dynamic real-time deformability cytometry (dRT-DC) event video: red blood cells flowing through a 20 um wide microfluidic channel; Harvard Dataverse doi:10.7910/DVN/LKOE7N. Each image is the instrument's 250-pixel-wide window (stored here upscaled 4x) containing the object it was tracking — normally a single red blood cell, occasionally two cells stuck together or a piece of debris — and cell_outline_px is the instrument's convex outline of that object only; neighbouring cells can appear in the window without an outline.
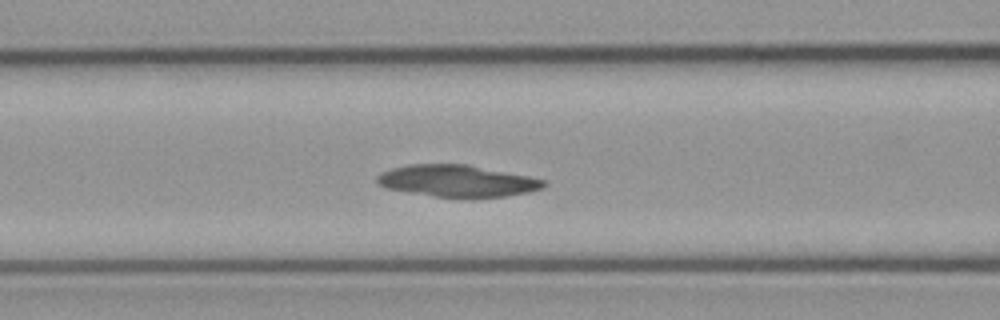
{"species": "common noctule bat (a hibernating species)", "species_latin": "Nyctalus noctula", "temperature_condition": "cold", "stored_images_in_passage": 50, "segment_of_instrument_passage": [1, 2], "camera_frame_rate_fps": 3000, "um_per_image_px": 0.085, "animal": {"sex": "male", "body_mass_g": 23.1, "forearm_length_mm": 52.7}, "frame": {"image": 1, "passage_image": 16, "time_ms": 5.0, "image_size_px": [1000, 320], "cell_outline_px": [[548, 184], [544, 188], [528, 192], [504, 196], [436, 196], [384, 188], [376, 184], [376, 176], [380, 172], [392, 168], [408, 164], [468, 164], [528, 176], [544, 180]], "centroid_in_image_um": [38.82, 15.35], "position_along_channel_um": 127.8, "area_um2": 30.58}}
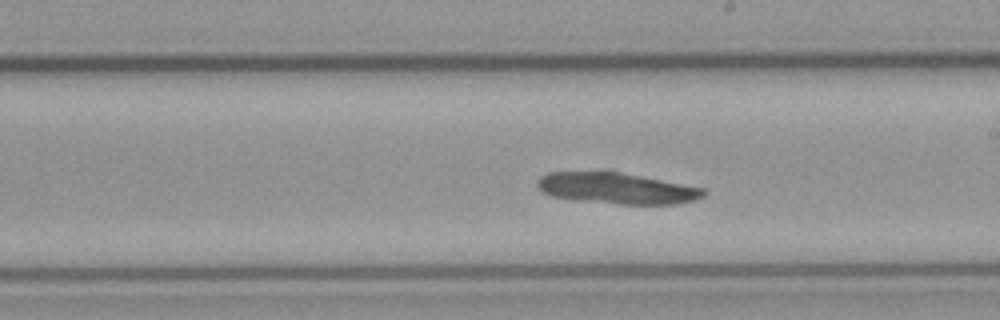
{"frame": {"image": 2, "passage_image": 25, "time_ms": 8.0, "image_size_px": [1000, 320], "cell_outline_px": [[708, 192], [704, 196], [696, 200], [676, 204], [620, 204], [572, 200], [552, 196], [540, 192], [536, 184], [536, 180], [540, 176], [548, 172], [620, 172], [704, 188]], "centroid_in_image_um": [52.39, 16.02], "position_along_channel_um": 236.6, "area_um2": 30.29}}
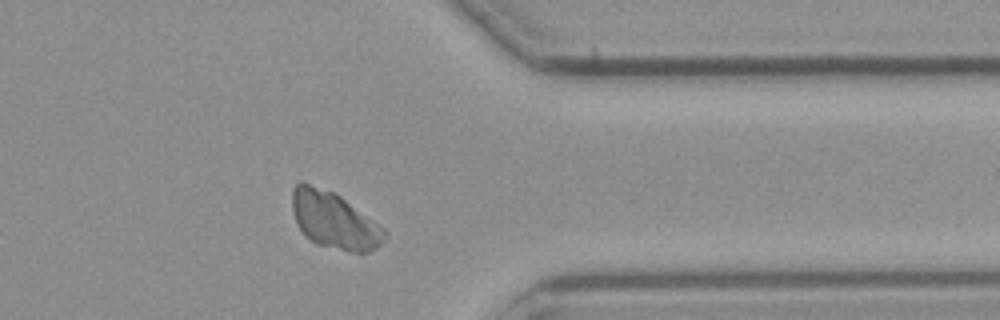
{"frame": {"image": 3, "passage_image": 38, "time_ms": 12.333, "image_size_px": [1000, 320], "cell_outline_px": [[388, 232], [384, 240], [376, 248], [368, 252], [348, 252], [316, 244], [308, 240], [304, 236], [296, 220], [292, 208], [292, 188], [300, 180], [304, 180], [332, 192], [340, 196], [384, 228]], "centroid_in_image_um": [28.38, 18.73], "position_along_channel_um": 383.0, "area_um2": 30.63}}